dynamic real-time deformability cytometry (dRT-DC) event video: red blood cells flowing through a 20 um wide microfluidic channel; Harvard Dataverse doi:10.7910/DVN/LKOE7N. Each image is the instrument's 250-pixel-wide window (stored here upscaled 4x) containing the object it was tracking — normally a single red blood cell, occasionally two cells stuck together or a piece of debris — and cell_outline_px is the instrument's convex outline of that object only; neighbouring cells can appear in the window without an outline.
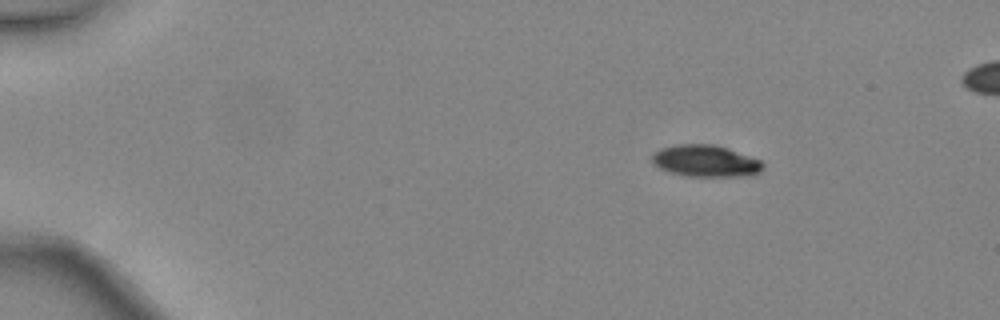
{"species": "common noctule bat (a hibernating species)", "species_latin": "Nyctalus noctula", "temperature_condition": "warm", "stored_images_in_passage": 40, "camera_frame_rate_fps": 3000, "um_per_image_px": 0.085, "animal": {"sex": "female", "body_mass_g": 24.6, "forearm_length_mm": 56.2}, "frame": {"image": 1, "passage_image": 1, "time_ms": 0.0, "image_size_px": [1000, 320], "cell_outline_px": [[764, 168], [760, 172], [748, 176], [688, 176], [668, 172], [660, 168], [652, 160], [652, 156], [660, 148], [680, 144], [716, 144], [728, 148], [760, 160], [764, 164]], "centroid_in_image_um": [60.01, 13.68], "position_along_channel_um": 25.0, "area_um2": 20.46}}
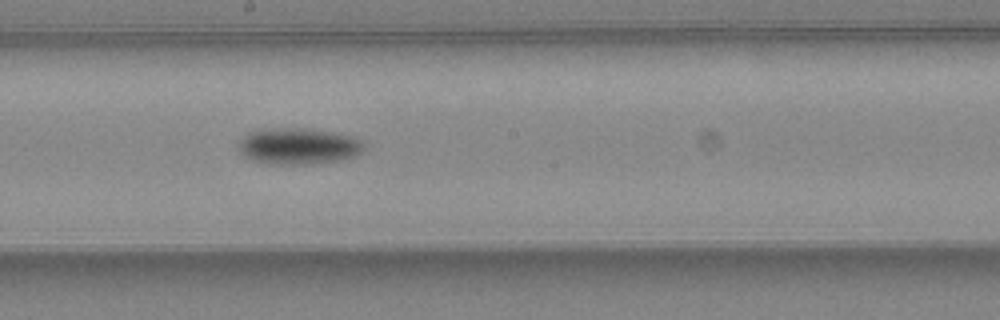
{"frame": {"image": 2, "passage_image": 21, "time_ms": 6.667, "image_size_px": [1000, 320], "cell_outline_px": [[364, 148], [356, 156], [340, 160], [312, 164], [268, 164], [252, 160], [244, 156], [240, 152], [236, 144], [248, 132], [264, 128], [312, 128], [336, 132], [352, 136], [364, 140]], "centroid_in_image_um": [25.36, 12.41], "position_along_channel_um": 222.8, "area_um2": 27.17}}
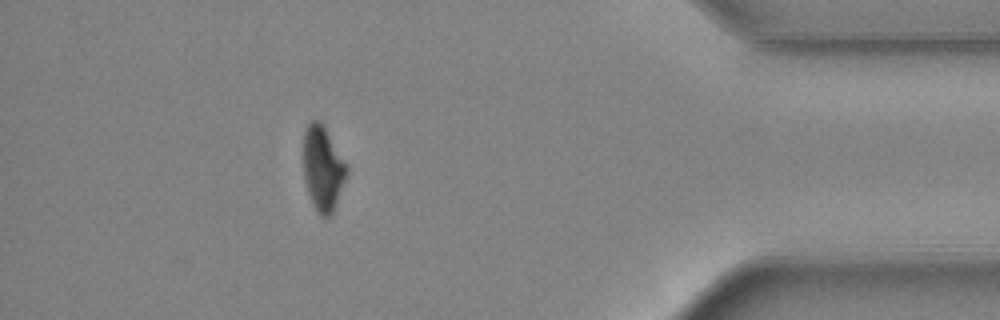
{"frame": {"image": 3, "passage_image": 36, "time_ms": 11.667, "image_size_px": [1000, 320], "cell_outline_px": [[348, 172], [332, 212], [328, 216], [320, 216], [316, 212], [312, 204], [304, 180], [304, 132], [308, 124], [312, 120], [320, 120], [348, 168]], "centroid_in_image_um": [27.42, 14.33], "position_along_channel_um": 407.8, "area_um2": 20.87}, "authors_computed_cell_mechanics": {"area_um2": 23.5535, "velocity_mm_per_s": 4.4986, "shape_relaxation_time_tau1_ms": 2.5114, "shape_relaxation_time_tau2_ms": null, "deformation_change_tau1": 0.1169, "deformation_change_tau2": null}}